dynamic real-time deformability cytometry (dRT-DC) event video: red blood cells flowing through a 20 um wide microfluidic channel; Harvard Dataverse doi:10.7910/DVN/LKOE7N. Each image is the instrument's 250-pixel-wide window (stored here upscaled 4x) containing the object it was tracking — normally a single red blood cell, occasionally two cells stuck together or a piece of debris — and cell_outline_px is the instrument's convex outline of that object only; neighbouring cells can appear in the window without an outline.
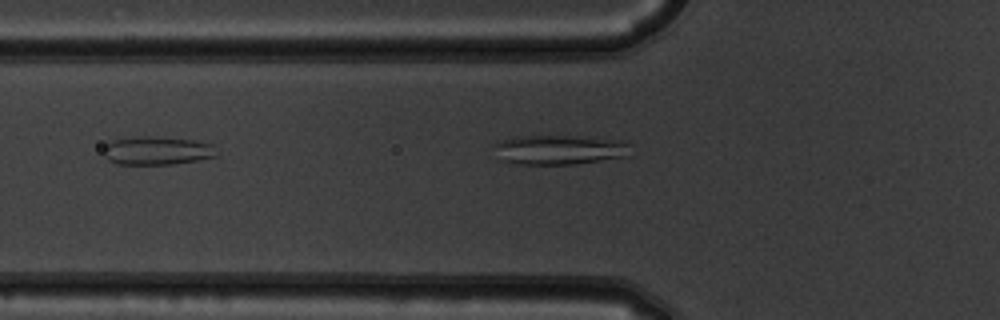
{"species": "common noctule bat (a hibernating species)", "species_latin": "Nyctalus noctula", "temperature_condition": "warm", "stored_images_in_passage": 6, "camera_frame_rate_fps": 3000, "um_per_image_px": 0.085, "animal": {"sex": "male", "body_mass_g": 19.5, "forearm_length_mm": 54.6}, "frame": {"image": 1, "passage_image": 6, "time_ms": 1.667, "image_size_px": [1000, 320], "cell_outline_px": [[628, 156], [572, 164], [516, 164], [500, 160], [492, 144], [500, 140], [516, 136], [568, 136], [624, 140], [628, 144]], "centroid_in_image_um": [47.47, 12.72], "position_along_channel_um": 78.3, "area_um2": 23.41}}